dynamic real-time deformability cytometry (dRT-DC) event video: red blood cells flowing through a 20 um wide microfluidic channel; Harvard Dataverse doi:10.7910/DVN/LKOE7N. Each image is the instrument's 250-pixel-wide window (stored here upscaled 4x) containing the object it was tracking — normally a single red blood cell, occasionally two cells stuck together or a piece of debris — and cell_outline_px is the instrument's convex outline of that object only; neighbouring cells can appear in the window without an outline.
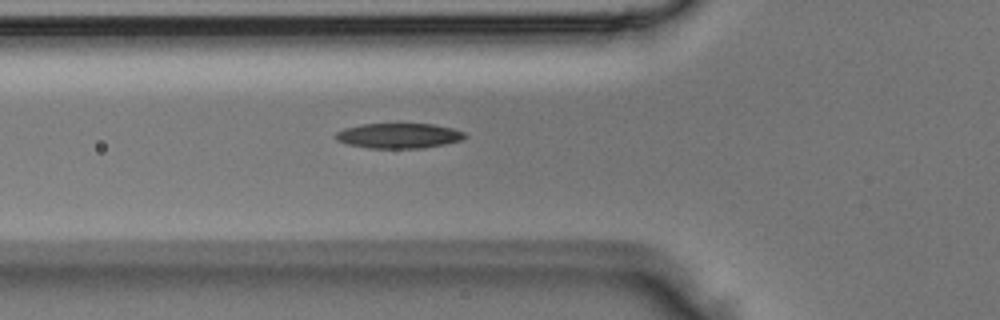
{"species": "Egyptian fruit bat (a non-hibernating species)", "species_latin": "Rousettus aegyptiacus", "temperature_condition": "room temperature", "stored_images_in_passage": 4, "camera_frame_rate_fps": 3000, "um_per_image_px": 0.085, "animal": {"sex": "male"}, "frame": {"image": 1, "passage_image": 4, "time_ms": 1.0, "image_size_px": [1000, 320], "cell_outline_px": [[468, 136], [464, 140], [424, 148], [368, 148], [348, 144], [336, 140], [332, 136], [336, 132], [344, 128], [360, 124], [432, 124], [452, 128], [464, 132]], "centroid_in_image_um": [33.88, 11.54], "position_along_channel_um": 91.9, "area_um2": 19.07}}